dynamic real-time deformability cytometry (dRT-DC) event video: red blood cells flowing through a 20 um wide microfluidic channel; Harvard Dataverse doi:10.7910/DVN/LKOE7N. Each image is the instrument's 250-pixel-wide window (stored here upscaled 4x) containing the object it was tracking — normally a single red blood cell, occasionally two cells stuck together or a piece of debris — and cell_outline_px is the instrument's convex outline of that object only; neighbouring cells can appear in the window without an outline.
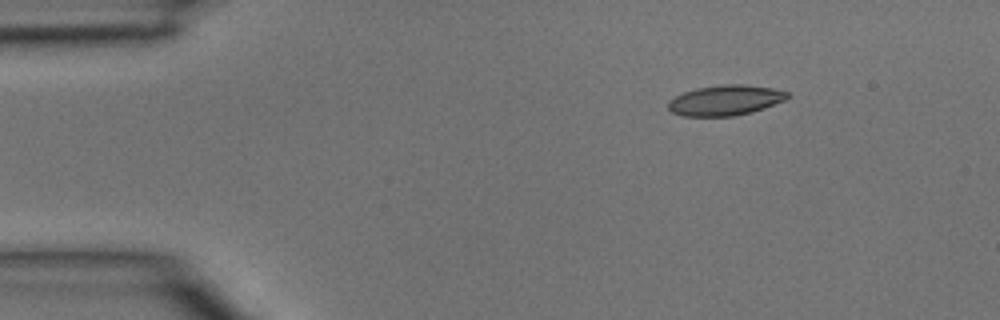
{"species": "common noctule bat (a hibernating species)", "species_latin": "Nyctalus noctula", "temperature_condition": "room temperature", "stored_images_in_passage": 4, "camera_frame_rate_fps": 3000, "um_per_image_px": 0.085, "animal": {"sex": "male", "body_mass_g": 15.6}, "frame": {"image": 1, "passage_image": 1, "time_ms": 0.0, "image_size_px": [1000, 320], "cell_outline_px": [[788, 96], [784, 100], [764, 108], [752, 112], [732, 116], [684, 116], [672, 112], [668, 108], [668, 100], [684, 92], [696, 88], [724, 84], [744, 84], [772, 88], [788, 92]], "centroid_in_image_um": [61.63, 8.52], "position_along_channel_um": 23.4, "area_um2": 20.92}}